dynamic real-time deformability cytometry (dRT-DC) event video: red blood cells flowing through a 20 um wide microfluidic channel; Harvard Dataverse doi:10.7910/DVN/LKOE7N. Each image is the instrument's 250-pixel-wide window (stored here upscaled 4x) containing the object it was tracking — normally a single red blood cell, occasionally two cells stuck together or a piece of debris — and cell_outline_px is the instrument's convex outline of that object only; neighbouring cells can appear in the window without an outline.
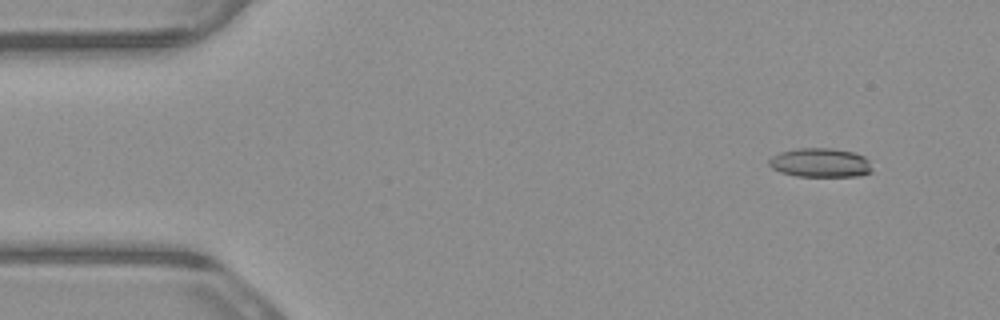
{"species": "common noctule bat (a hibernating species)", "species_latin": "Nyctalus noctula", "temperature_condition": "warm", "stored_images_in_passage": 4, "camera_frame_rate_fps": 3000, "um_per_image_px": 0.085, "animal": {"sex": "male", "body_mass_g": 23.1, "forearm_length_mm": 52.7}, "frame": {"image": 1, "passage_image": 1, "time_ms": 0.0, "image_size_px": [1000, 320], "cell_outline_px": [[872, 172], [860, 176], [796, 176], [780, 172], [772, 168], [768, 164], [768, 160], [772, 156], [780, 152], [796, 148], [832, 148], [852, 152], [864, 156], [868, 160], [872, 168]], "centroid_in_image_um": [69.72, 13.83], "position_along_channel_um": 15.3, "area_um2": 17.57}}
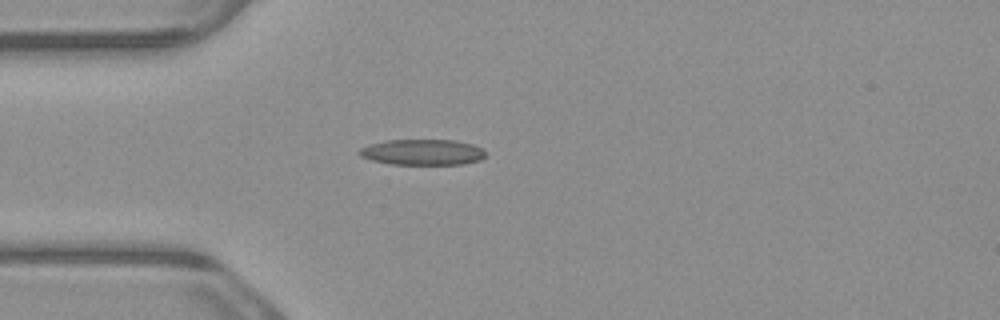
{"frame": {"image": 2, "passage_image": 3, "time_ms": 0.667, "image_size_px": [1000, 320], "cell_outline_px": [[484, 156], [480, 160], [464, 164], [392, 164], [372, 160], [360, 156], [356, 152], [360, 148], [368, 144], [388, 140], [456, 140], [472, 144], [480, 148], [484, 152]], "centroid_in_image_um": [35.87, 12.93], "position_along_channel_um": 49.1, "area_um2": 18.9}}